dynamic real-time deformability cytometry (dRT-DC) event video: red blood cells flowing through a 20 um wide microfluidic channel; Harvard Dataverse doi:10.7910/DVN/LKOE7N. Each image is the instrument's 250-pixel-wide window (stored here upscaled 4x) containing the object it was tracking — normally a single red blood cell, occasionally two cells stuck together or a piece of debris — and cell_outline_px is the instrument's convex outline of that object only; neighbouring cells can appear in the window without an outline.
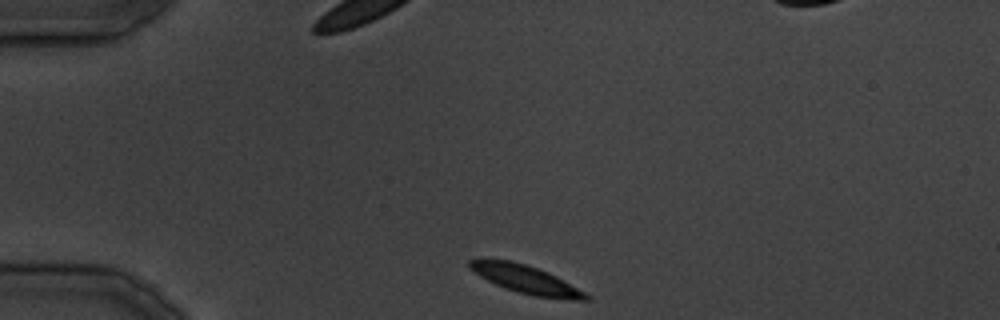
{"species": "common noctule bat (a hibernating species)", "species_latin": "Nyctalus noctula", "temperature_condition": "cold", "stored_images_in_passage": 30, "camera_frame_rate_fps": 3000, "um_per_image_px": 0.085, "animal": {"sex": "male", "body_mass_g": 19.5, "forearm_length_mm": 54.6}, "frame": {"image": 1, "passage_image": 1, "time_ms": 0.0, "image_size_px": [1000, 320], "cell_outline_px": [[592, 300], [572, 300], [532, 296], [516, 292], [504, 288], [480, 276], [468, 268], [468, 260], [480, 256], [484, 256], [512, 260], [548, 272], [556, 276], [592, 296]], "centroid_in_image_um": [44.63, 23.72], "position_along_channel_um": 40.4, "area_um2": 19.71}}
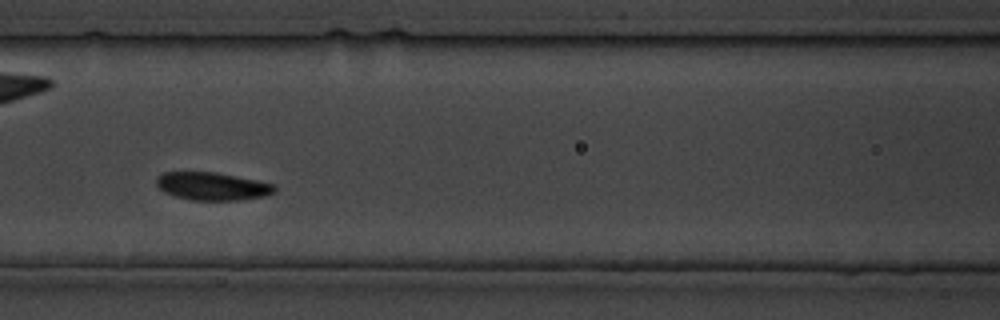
{"frame": {"image": 2, "passage_image": 9, "time_ms": 10.0, "image_size_px": [1000, 320], "cell_outline_px": [[276, 192], [264, 196], [240, 200], [192, 200], [176, 196], [164, 192], [156, 184], [156, 176], [164, 172], [216, 172], [276, 184]], "centroid_in_image_um": [18.06, 15.83], "position_along_channel_um": 148.5, "area_um2": 19.25}}
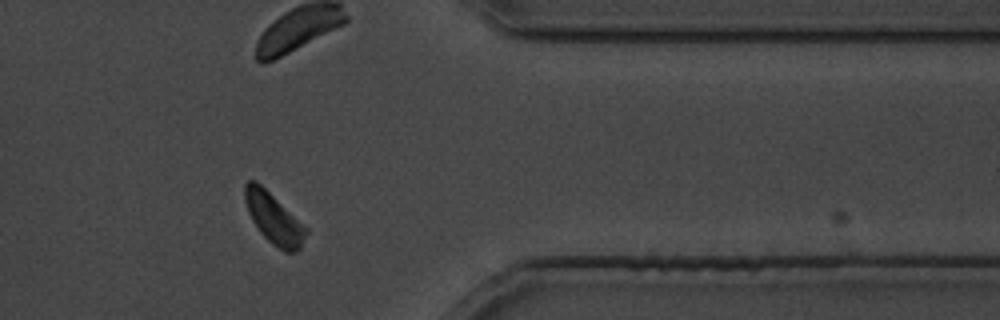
{"frame": {"image": 3, "passage_image": 22, "time_ms": 27.0, "image_size_px": [1000, 320], "cell_outline_px": [[308, 232], [300, 248], [296, 252], [284, 252], [272, 244], [260, 232], [252, 220], [248, 212], [244, 200], [244, 184], [248, 180], [256, 180], [308, 228]], "centroid_in_image_um": [23.27, 18.57], "position_along_channel_um": 388.1, "area_um2": 18.03}}